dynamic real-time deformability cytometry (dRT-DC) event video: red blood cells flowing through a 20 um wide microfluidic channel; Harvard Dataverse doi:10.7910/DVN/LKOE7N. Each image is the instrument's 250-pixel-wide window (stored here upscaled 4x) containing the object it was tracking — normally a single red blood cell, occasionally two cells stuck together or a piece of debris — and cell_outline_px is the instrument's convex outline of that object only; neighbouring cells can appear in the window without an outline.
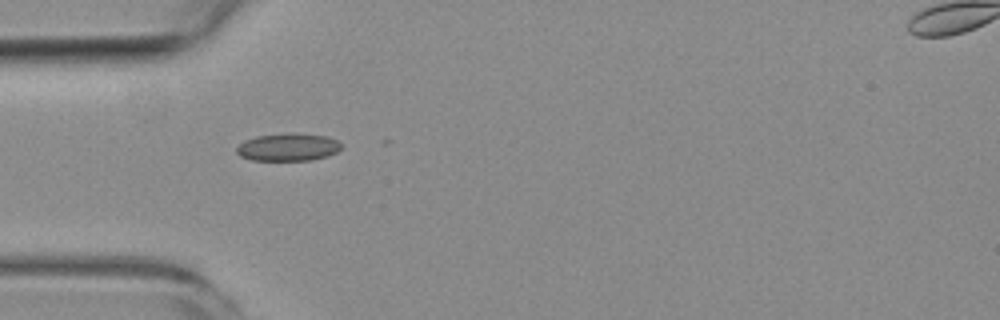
{"species": "common noctule bat (a hibernating species)", "species_latin": "Nyctalus noctula", "temperature_condition": "room temperature", "stored_images_in_passage": 3, "camera_frame_rate_fps": 3000, "um_per_image_px": 0.085, "animal": {"sex": "female", "body_mass_g": 19.3, "forearm_length_mm": 54.1}, "frame": {"image": 1, "passage_image": 2, "time_ms": 2.0, "image_size_px": [1000, 320], "cell_outline_px": [[340, 148], [336, 152], [328, 156], [312, 160], [252, 160], [240, 156], [236, 152], [236, 148], [244, 140], [256, 136], [324, 136], [336, 140], [340, 144]], "centroid_in_image_um": [24.43, 12.57], "position_along_channel_um": 60.6, "area_um2": 15.84}}
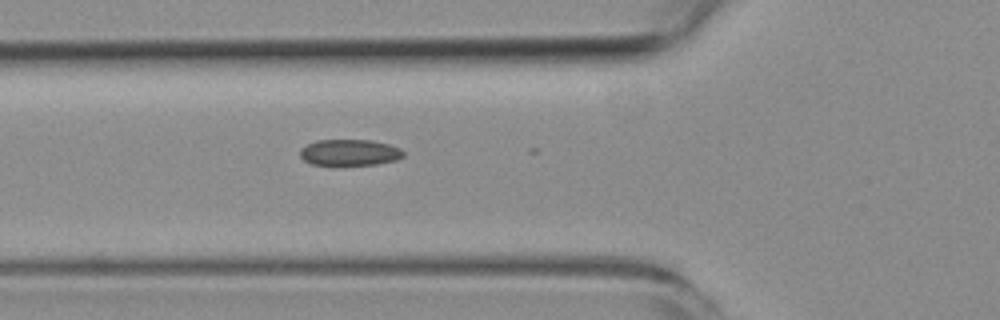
{"frame": {"image": 2, "passage_image": 3, "time_ms": 3.0, "image_size_px": [1000, 320], "cell_outline_px": [[404, 156], [396, 160], [376, 164], [312, 164], [304, 160], [300, 156], [300, 148], [316, 140], [372, 140], [388, 144], [400, 148], [404, 152]], "centroid_in_image_um": [29.72, 12.94], "position_along_channel_um": 96.1, "area_um2": 15.61}}